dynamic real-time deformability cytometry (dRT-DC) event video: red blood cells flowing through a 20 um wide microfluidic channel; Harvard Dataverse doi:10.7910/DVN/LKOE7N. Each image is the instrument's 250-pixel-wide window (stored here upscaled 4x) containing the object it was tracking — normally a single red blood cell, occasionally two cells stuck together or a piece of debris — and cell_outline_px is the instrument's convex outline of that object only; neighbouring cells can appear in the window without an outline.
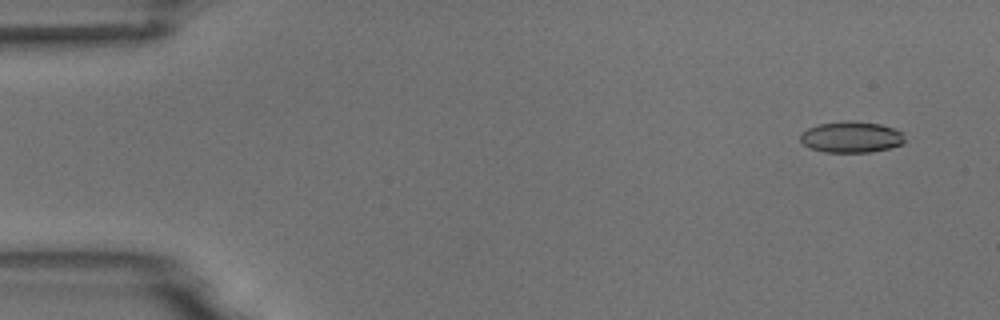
{"species": "common noctule bat (a hibernating species)", "species_latin": "Nyctalus noctula", "temperature_condition": "room temperature", "stored_images_in_passage": 6, "camera_frame_rate_fps": 3000, "um_per_image_px": 0.085, "animal": {"sex": "male", "body_mass_g": 18.8}, "frame": {"image": 1, "passage_image": 2, "time_ms": 1.0, "image_size_px": [1000, 320], "cell_outline_px": [[904, 144], [888, 148], [868, 152], [824, 152], [808, 148], [800, 140], [800, 132], [808, 128], [820, 124], [880, 124], [892, 128], [900, 132], [904, 140]], "centroid_in_image_um": [72.31, 11.71], "position_along_channel_um": 12.7, "area_um2": 17.98}}
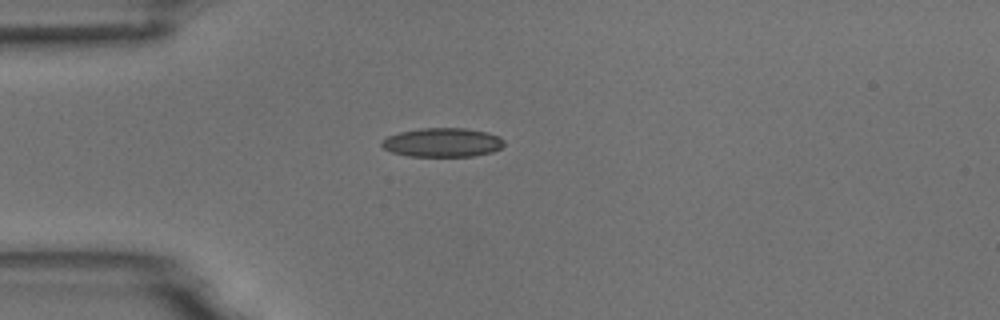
{"frame": {"image": 2, "passage_image": 5, "time_ms": 4.667, "image_size_px": [1000, 320], "cell_outline_px": [[504, 144], [500, 148], [492, 152], [472, 156], [408, 156], [392, 152], [384, 148], [380, 144], [380, 140], [388, 136], [400, 132], [420, 128], [464, 128], [484, 132], [500, 136], [504, 140]], "centroid_in_image_um": [37.59, 12.11], "position_along_channel_um": 47.4, "area_um2": 20.63}}